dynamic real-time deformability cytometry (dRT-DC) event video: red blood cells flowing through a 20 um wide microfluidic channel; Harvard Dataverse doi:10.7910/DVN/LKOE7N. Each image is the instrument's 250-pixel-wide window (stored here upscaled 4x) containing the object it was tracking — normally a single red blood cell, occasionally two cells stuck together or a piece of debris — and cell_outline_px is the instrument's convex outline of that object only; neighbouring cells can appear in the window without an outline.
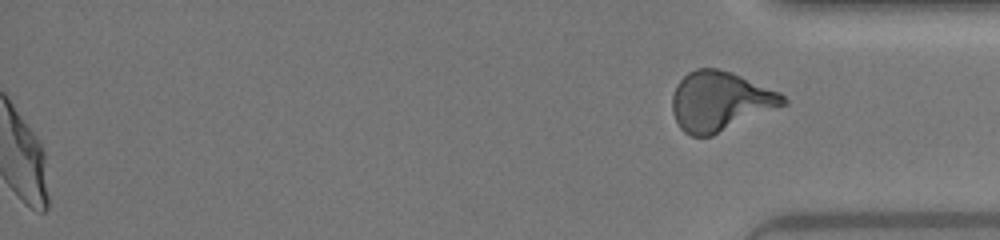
{"species": "human", "species_latin": "Homo sapiens", "temperature_condition": "warm", "stored_images_in_passage": 48, "segment_of_instrument_passage": [2, 2], "camera_frame_rate_fps": 3000, "um_per_image_px": 0.085, "donor": {"sex": "female"}, "frame": {"image": 1, "passage_image": 48, "time_ms": 15.667, "image_size_px": [1000, 240], "cell_outline_px": [[788, 104], [712, 136], [692, 136], [684, 132], [680, 128], [672, 112], [672, 96], [676, 84], [688, 72], [696, 68], [716, 68], [732, 72], [780, 92], [788, 100]], "centroid_in_image_um": [61.21, 8.6], "position_along_channel_um": 374.0, "area_um2": 38.67}}